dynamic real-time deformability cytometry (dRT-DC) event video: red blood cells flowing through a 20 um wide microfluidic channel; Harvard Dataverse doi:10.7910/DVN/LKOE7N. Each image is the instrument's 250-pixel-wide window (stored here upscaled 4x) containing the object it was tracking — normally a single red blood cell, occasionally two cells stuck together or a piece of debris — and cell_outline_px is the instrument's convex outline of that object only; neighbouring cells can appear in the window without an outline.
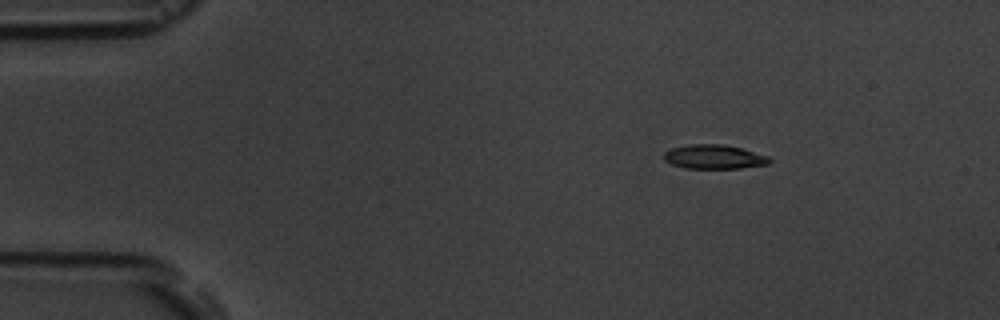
{"species": "common noctule bat (a hibernating species)", "species_latin": "Nyctalus noctula", "temperature_condition": "room temperature", "stored_images_in_passage": 5, "camera_frame_rate_fps": 3000, "um_per_image_px": 0.085, "animal": {"sex": "male", "body_mass_g": 19.5, "forearm_length_mm": 54.6}, "frame": {"image": 1, "passage_image": 3, "time_ms": 2.333, "image_size_px": [1000, 320], "cell_outline_px": [[772, 160], [768, 164], [740, 168], [684, 168], [672, 164], [664, 160], [664, 152], [672, 148], [688, 144], [724, 144], [740, 148], [768, 156]], "centroid_in_image_um": [60.68, 13.33], "position_along_channel_um": 24.3, "area_um2": 14.8}}